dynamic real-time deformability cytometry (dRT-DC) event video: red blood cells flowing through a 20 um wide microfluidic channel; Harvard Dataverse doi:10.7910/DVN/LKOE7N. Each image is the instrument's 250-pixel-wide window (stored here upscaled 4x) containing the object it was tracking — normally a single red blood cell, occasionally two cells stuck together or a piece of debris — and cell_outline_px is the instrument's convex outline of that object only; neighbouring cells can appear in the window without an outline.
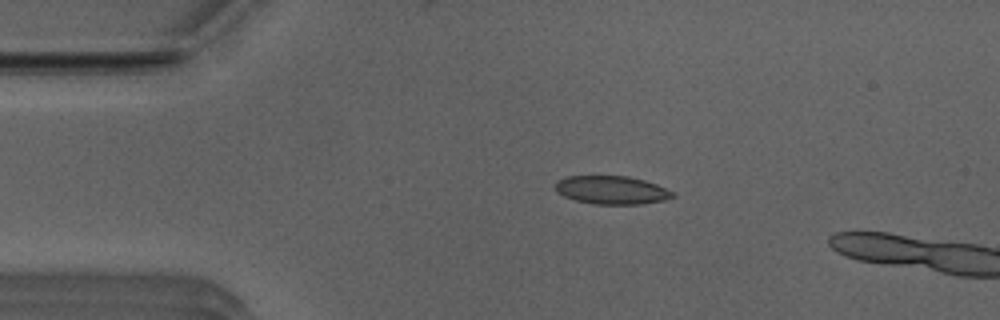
{"species": "Egyptian fruit bat (a non-hibernating species)", "species_latin": "Rousettus aegyptiacus", "temperature_condition": "room temperature", "stored_images_in_passage": 4, "camera_frame_rate_fps": 3000, "um_per_image_px": 0.085, "animal": {"sex": "male"}, "frame": {"image": 1, "passage_image": 1, "time_ms": 0.0, "image_size_px": [1000, 320], "cell_outline_px": [[676, 196], [664, 200], [640, 204], [596, 204], [576, 200], [564, 196], [556, 192], [556, 180], [568, 176], [628, 176], [644, 180], [656, 184], [676, 192]], "centroid_in_image_um": [52.02, 16.15], "position_along_channel_um": 33.0, "area_um2": 19.36}}